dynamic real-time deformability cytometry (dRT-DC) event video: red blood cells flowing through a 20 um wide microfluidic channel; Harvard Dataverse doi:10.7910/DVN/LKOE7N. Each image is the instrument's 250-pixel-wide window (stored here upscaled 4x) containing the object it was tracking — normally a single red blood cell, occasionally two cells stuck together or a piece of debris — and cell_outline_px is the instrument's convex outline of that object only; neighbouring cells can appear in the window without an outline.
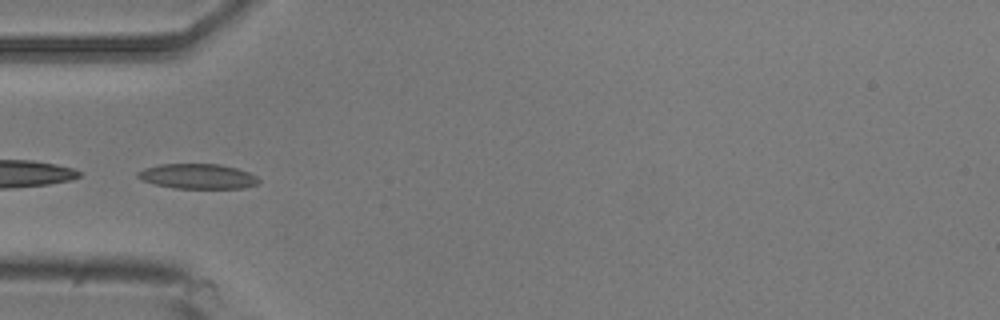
{"species": "common noctule bat (a hibernating species)", "species_latin": "Nyctalus noctula", "temperature_condition": "room temperature", "stored_images_in_passage": 50, "camera_frame_rate_fps": 3000, "um_per_image_px": 0.085, "animal": {"sex": "male", "body_mass_g": 20.5, "forearm_length_mm": 52.5}, "frame": {"image": 1, "passage_image": 16, "time_ms": 5.0, "image_size_px": [1000, 320], "cell_outline_px": [[260, 180], [256, 184], [244, 188], [172, 188], [156, 184], [144, 180], [136, 176], [136, 172], [144, 168], [160, 164], [220, 164], [236, 168], [248, 172], [256, 176]], "centroid_in_image_um": [16.79, 14.98], "position_along_channel_um": 68.2, "area_um2": 17.51}}
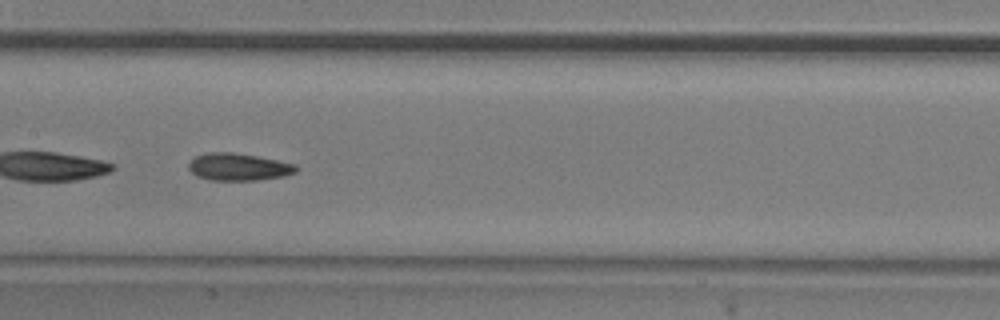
{"frame": {"image": 2, "passage_image": 25, "time_ms": 8.0, "image_size_px": [1000, 320], "cell_outline_px": [[300, 168], [296, 172], [284, 176], [256, 180], [208, 180], [196, 176], [188, 168], [188, 164], [196, 156], [208, 152], [232, 152], [256, 156], [296, 164]], "centroid_in_image_um": [20.28, 14.19], "position_along_channel_um": 187.1, "area_um2": 17.11}}
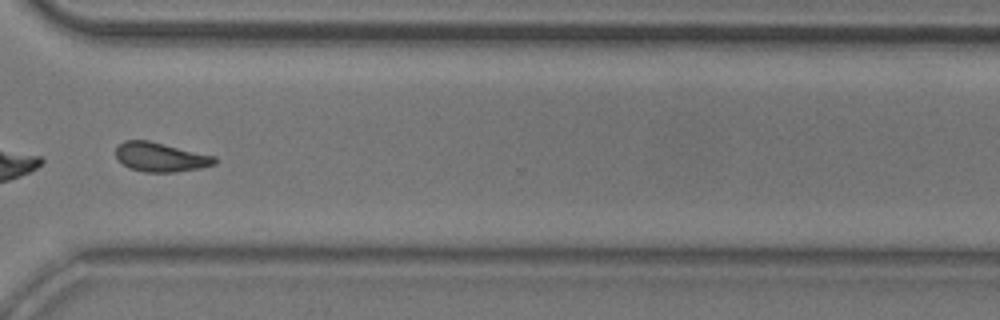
{"frame": {"image": 3, "passage_image": 38, "time_ms": 12.333, "image_size_px": [1000, 320], "cell_outline_px": [[216, 164], [200, 168], [176, 172], [144, 172], [128, 168], [116, 156], [116, 148], [124, 140], [148, 140], [216, 156]], "centroid_in_image_um": [13.66, 13.35], "position_along_channel_um": 356.9, "area_um2": 16.82}, "authors_computed_cell_mechanics": {"area_um2": 17.051, "velocity_mm_per_s": 3.9296, "shape_relaxation_time_tau1_ms": 5.6226, "shape_relaxation_time_tau2_ms": 5.277, "deformation_change_tau1": 0.1252, "deformation_change_tau2": 0.0916}}